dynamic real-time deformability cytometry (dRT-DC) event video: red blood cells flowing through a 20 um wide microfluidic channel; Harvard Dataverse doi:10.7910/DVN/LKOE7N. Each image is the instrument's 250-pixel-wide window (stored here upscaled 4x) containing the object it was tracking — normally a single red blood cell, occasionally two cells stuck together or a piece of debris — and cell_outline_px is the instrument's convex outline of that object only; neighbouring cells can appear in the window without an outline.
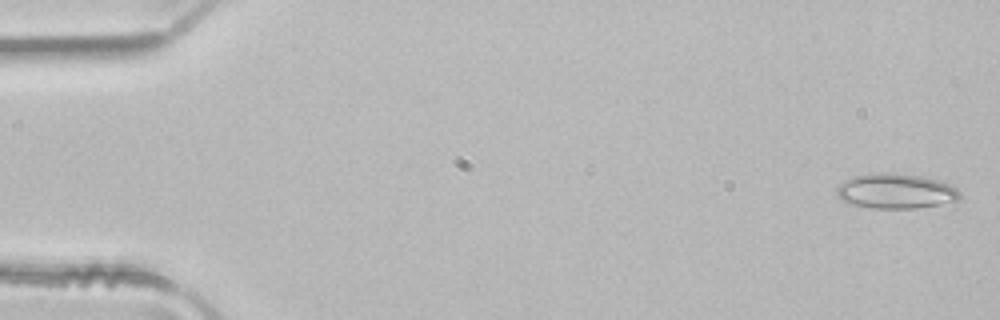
{"species": "common noctule bat (a hibernating species)", "species_latin": "Nyctalus noctula", "temperature_condition": "room temperature", "stored_images_in_passage": 4, "camera_frame_rate_fps": 3000, "um_per_image_px": 0.085, "animal": {"sex": "male", "body_mass_g": 21.5, "forearm_length_mm": 52.0}, "frame": {"image": 1, "passage_image": 1, "time_ms": 0.0, "image_size_px": [1000, 320], "cell_outline_px": [[960, 196], [956, 200], [940, 204], [916, 208], [876, 208], [852, 204], [840, 200], [836, 192], [836, 188], [844, 180], [852, 176], [884, 172], [920, 176], [936, 180], [948, 184], [956, 188], [960, 192]], "centroid_in_image_um": [76.09, 16.24], "position_along_channel_um": 8.9, "area_um2": 24.8}}